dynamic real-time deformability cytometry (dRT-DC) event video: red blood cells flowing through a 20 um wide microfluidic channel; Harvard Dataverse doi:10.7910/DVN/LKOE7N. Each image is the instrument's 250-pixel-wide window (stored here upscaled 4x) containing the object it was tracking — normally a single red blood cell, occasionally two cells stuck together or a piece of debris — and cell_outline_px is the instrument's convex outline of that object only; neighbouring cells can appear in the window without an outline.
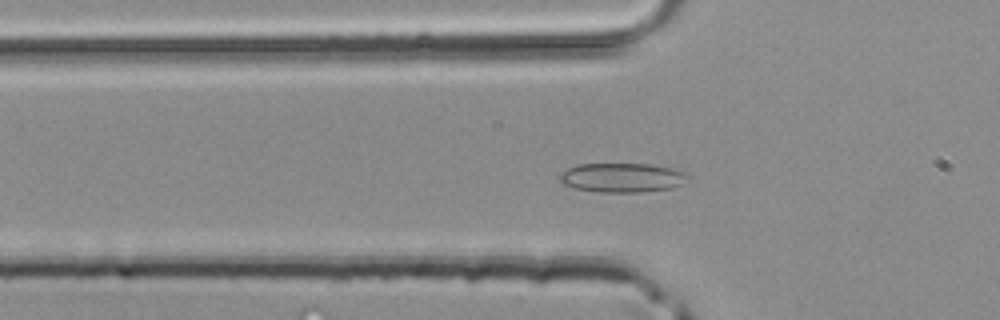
{"species": "common noctule bat (a hibernating species)", "species_latin": "Nyctalus noctula", "temperature_condition": "room temperature", "stored_images_in_passage": 46, "camera_frame_rate_fps": 3000, "um_per_image_px": 0.085, "animal": {"sex": "male", "body_mass_g": 20.4}, "frame": {"image": 1, "passage_image": 16, "time_ms": 5.0, "image_size_px": [1000, 320], "cell_outline_px": [[692, 176], [680, 184], [672, 188], [644, 192], [596, 192], [576, 188], [564, 184], [560, 180], [560, 176], [568, 168], [580, 164], [652, 164], [688, 172]], "centroid_in_image_um": [52.95, 15.1], "position_along_channel_um": 72.9, "area_um2": 21.85}}
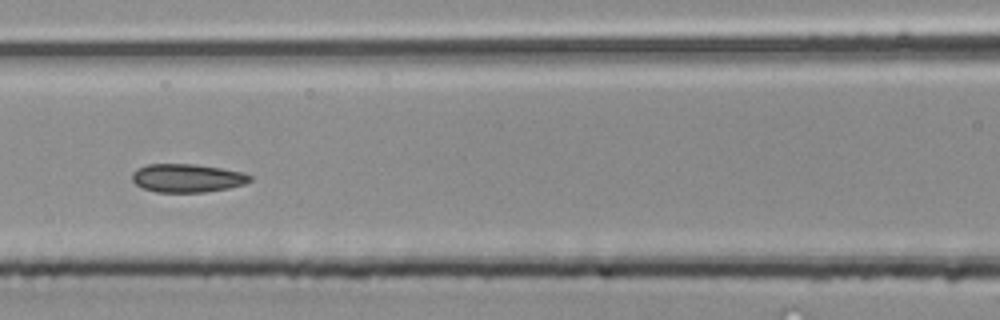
{"frame": {"image": 2, "passage_image": 21, "time_ms": 6.667, "image_size_px": [1000, 320], "cell_outline_px": [[252, 180], [244, 184], [228, 188], [204, 192], [156, 192], [144, 188], [136, 184], [132, 180], [132, 172], [136, 168], [148, 164], [196, 164], [220, 168], [240, 172], [252, 176]], "centroid_in_image_um": [15.88, 15.13], "position_along_channel_um": 150.7, "area_um2": 19.42}}
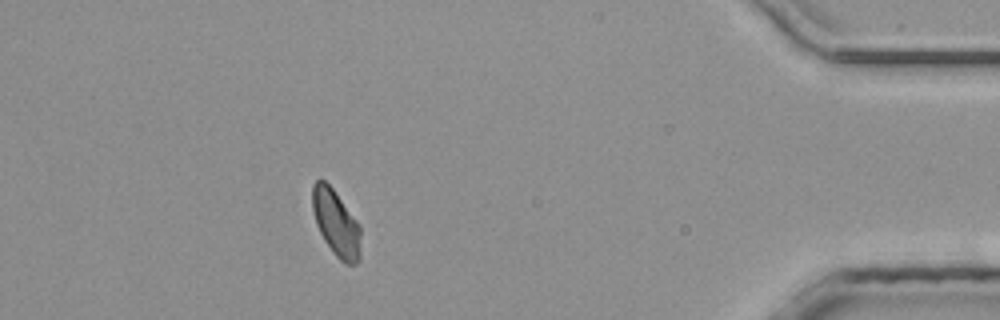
{"frame": {"image": 3, "passage_image": 41, "time_ms": 13.333, "image_size_px": [1000, 320], "cell_outline_px": [[360, 260], [356, 264], [344, 264], [332, 252], [324, 240], [316, 224], [312, 208], [312, 184], [316, 180], [324, 180], [332, 188], [356, 220], [360, 228]], "centroid_in_image_um": [28.55, 18.99], "position_along_channel_um": 406.6, "area_um2": 18.55}}